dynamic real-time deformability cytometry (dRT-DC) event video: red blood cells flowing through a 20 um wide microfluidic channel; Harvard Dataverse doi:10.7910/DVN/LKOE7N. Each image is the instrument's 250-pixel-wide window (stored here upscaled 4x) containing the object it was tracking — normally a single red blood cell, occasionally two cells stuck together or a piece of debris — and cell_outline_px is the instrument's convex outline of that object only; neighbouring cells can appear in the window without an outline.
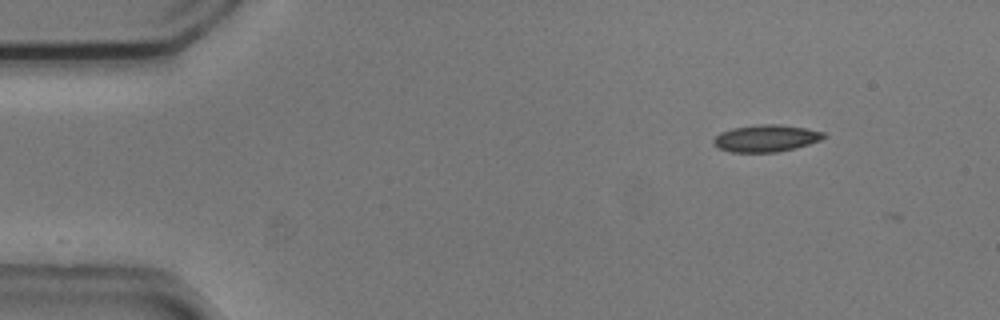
{"species": "common noctule bat (a hibernating species)", "species_latin": "Nyctalus noctula", "temperature_condition": "cold", "stored_images_in_passage": 3, "camera_frame_rate_fps": 3000, "um_per_image_px": 0.085, "animal": {"sex": "male", "body_mass_g": 20.5, "forearm_length_mm": 52.5}, "frame": {"image": 1, "passage_image": 1, "time_ms": 0.0, "image_size_px": [1000, 320], "cell_outline_px": [[828, 136], [820, 140], [796, 148], [776, 152], [732, 152], [720, 148], [712, 144], [712, 140], [720, 132], [732, 128], [760, 124], [780, 124], [808, 128], [824, 132]], "centroid_in_image_um": [65.13, 11.74], "position_along_channel_um": 19.9, "area_um2": 17.46}}